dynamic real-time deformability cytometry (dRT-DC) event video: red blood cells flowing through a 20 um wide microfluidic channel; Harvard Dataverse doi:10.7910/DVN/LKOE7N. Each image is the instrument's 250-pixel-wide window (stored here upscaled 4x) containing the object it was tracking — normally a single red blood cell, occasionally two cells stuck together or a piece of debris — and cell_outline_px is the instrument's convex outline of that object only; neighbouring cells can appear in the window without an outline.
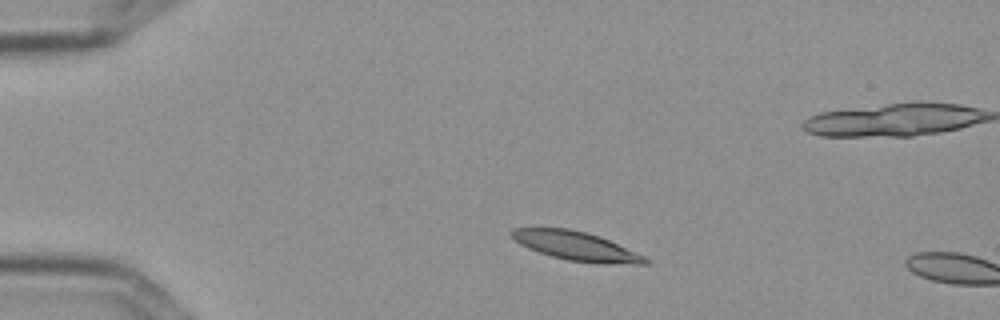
{"species": "Egyptian fruit bat (a non-hibernating species)", "species_latin": "Rousettus aegyptiacus", "temperature_condition": "cold", "stored_images_in_passage": 4, "camera_frame_rate_fps": 3000, "um_per_image_px": 0.085, "frame": {"image": 1, "passage_image": 1, "time_ms": 0.0, "image_size_px": [1000, 320], "cell_outline_px": [[652, 260], [648, 264], [604, 264], [568, 260], [552, 256], [528, 248], [520, 244], [508, 232], [512, 228], [568, 228], [584, 232], [608, 240], [644, 256]], "centroid_in_image_um": [48.97, 20.92], "position_along_channel_um": 36.0, "area_um2": 22.2}}